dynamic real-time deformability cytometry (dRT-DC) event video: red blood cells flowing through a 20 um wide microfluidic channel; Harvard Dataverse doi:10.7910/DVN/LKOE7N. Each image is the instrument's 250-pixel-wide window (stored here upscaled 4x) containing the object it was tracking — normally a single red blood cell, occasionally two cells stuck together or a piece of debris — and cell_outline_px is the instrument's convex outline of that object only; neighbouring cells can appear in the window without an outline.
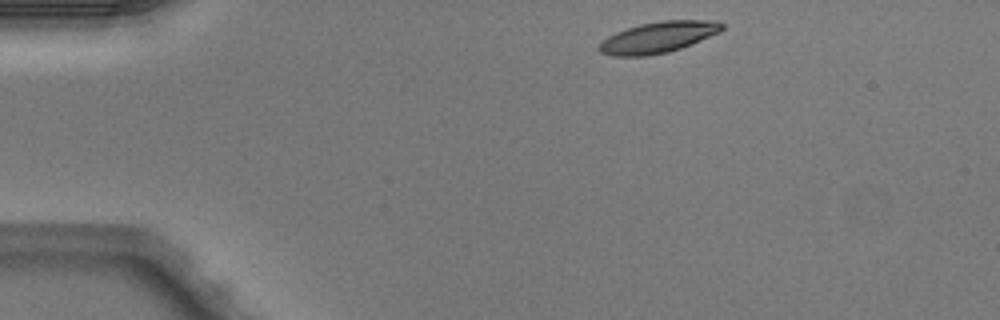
{"species": "Egyptian fruit bat (a non-hibernating species)", "species_latin": "Rousettus aegyptiacus", "temperature_condition": "warm", "stored_images_in_passage": 3, "camera_frame_rate_fps": 3000, "um_per_image_px": 0.085, "animal": {"sex": "male"}, "frame": {"image": 1, "passage_image": 1, "time_ms": 0.0, "image_size_px": [1000, 320], "cell_outline_px": [[724, 28], [720, 32], [692, 44], [668, 52], [648, 56], [612, 56], [600, 52], [596, 48], [608, 36], [616, 32], [640, 24], [660, 20], [716, 20], [724, 24]], "centroid_in_image_um": [55.96, 3.16], "position_along_channel_um": 29.0, "area_um2": 22.37}}
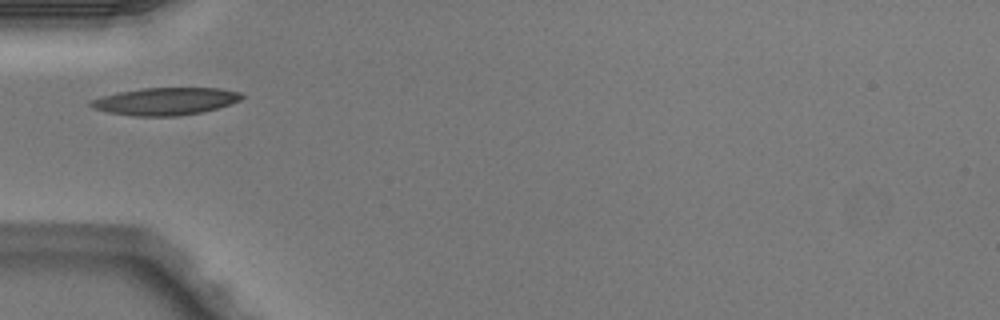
{"frame": {"image": 2, "passage_image": 3, "time_ms": 0.667, "image_size_px": [1000, 320], "cell_outline_px": [[244, 96], [240, 100], [204, 112], [176, 116], [136, 116], [108, 112], [92, 108], [88, 104], [92, 100], [104, 96], [120, 92], [144, 88], [220, 88], [240, 92]], "centroid_in_image_um": [14.08, 8.61], "position_along_channel_um": 70.9, "area_um2": 23.87}}